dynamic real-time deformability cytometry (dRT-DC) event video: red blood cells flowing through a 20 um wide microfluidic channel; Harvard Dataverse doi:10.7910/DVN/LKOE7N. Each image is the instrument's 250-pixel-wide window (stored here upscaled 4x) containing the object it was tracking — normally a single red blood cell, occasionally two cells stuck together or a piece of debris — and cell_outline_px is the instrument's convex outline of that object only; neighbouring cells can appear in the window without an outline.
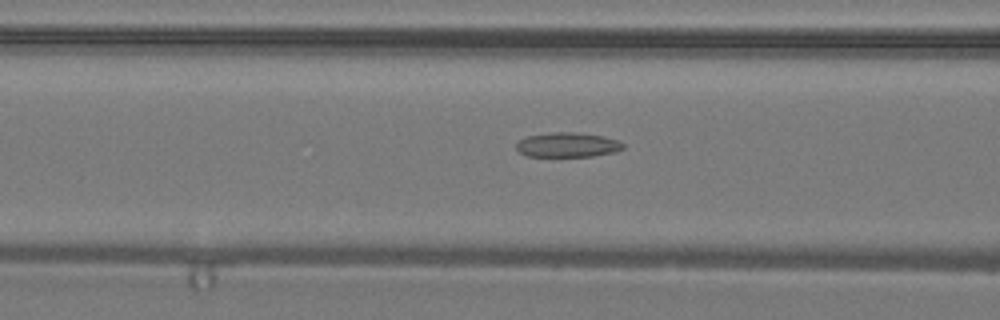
{"species": "common noctule bat (a hibernating species)", "species_latin": "Nyctalus noctula", "temperature_condition": "warm", "stored_images_in_passage": 26, "camera_frame_rate_fps": 3000, "um_per_image_px": 0.085, "animal": {"sex": "male", "body_mass_g": 19.2, "forearm_length_mm": 51.8}, "frame": {"image": 1, "passage_image": 7, "time_ms": 2.0, "image_size_px": [1000, 320], "cell_outline_px": [[624, 148], [616, 152], [592, 156], [524, 156], [516, 148], [516, 144], [520, 140], [528, 136], [552, 132], [576, 132], [604, 136], [620, 140], [624, 144]], "centroid_in_image_um": [48.28, 12.31], "position_along_channel_um": 118.3, "area_um2": 15.43}}
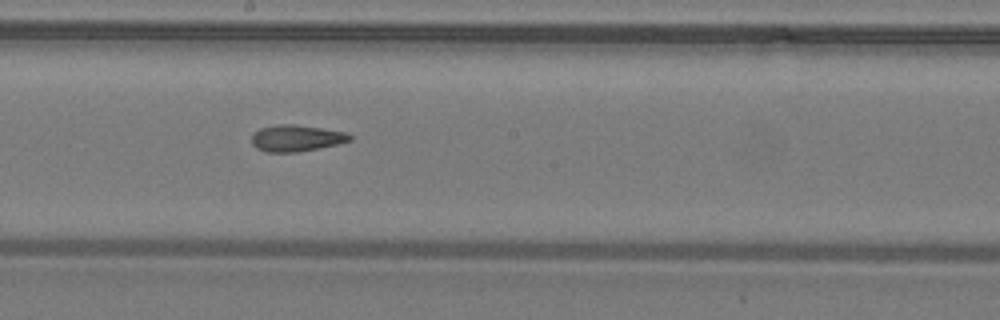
{"frame": {"image": 2, "passage_image": 13, "time_ms": 4.0, "image_size_px": [1000, 320], "cell_outline_px": [[352, 140], [336, 144], [296, 152], [264, 152], [256, 148], [252, 144], [252, 132], [260, 128], [276, 124], [292, 124], [320, 128], [344, 132], [352, 136]], "centroid_in_image_um": [25.12, 11.74], "position_along_channel_um": 223.1, "area_um2": 15.03}}
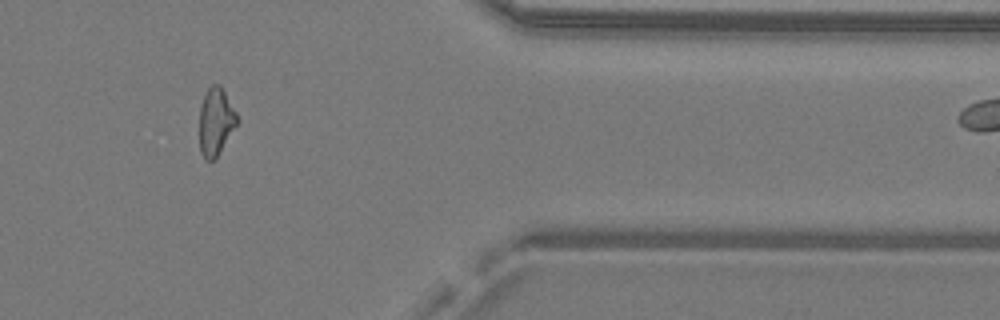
{"frame": {"image": 3, "passage_image": 24, "time_ms": 7.667, "image_size_px": [1000, 320], "cell_outline_px": [[236, 124], [216, 156], [212, 160], [204, 160], [200, 152], [200, 104], [208, 88], [212, 84], [220, 84], [236, 112]], "centroid_in_image_um": [18.3, 10.31], "position_along_channel_um": 393.1, "area_um2": 14.33}}